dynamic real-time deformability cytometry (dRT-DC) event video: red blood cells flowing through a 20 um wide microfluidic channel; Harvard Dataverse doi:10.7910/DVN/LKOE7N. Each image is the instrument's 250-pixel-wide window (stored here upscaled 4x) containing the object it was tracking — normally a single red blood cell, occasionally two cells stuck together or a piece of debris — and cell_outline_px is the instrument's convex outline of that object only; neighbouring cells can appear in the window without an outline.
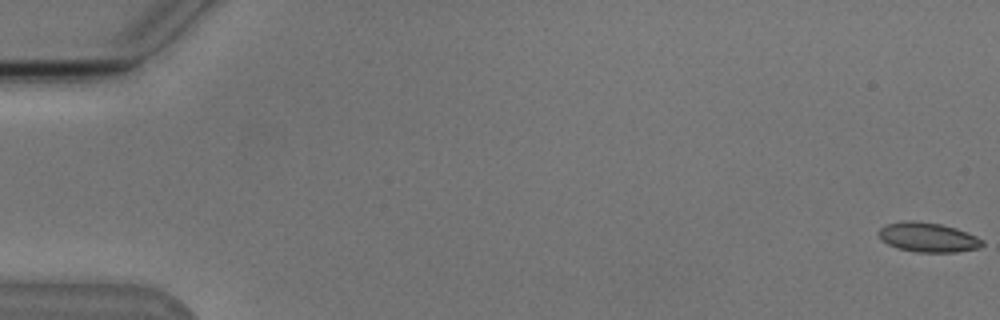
{"species": "Egyptian fruit bat (a non-hibernating species)", "species_latin": "Rousettus aegyptiacus", "temperature_condition": "cold", "stored_images_in_passage": 6, "camera_frame_rate_fps": 3000, "um_per_image_px": 0.085, "animal": {"sex": "male"}, "frame": {"image": 1, "passage_image": 1, "time_ms": 0.0, "image_size_px": [1000, 320], "cell_outline_px": [[984, 244], [980, 248], [956, 252], [916, 252], [896, 248], [880, 240], [876, 232], [884, 224], [904, 220], [912, 220], [940, 224], [956, 228], [976, 236], [984, 240]], "centroid_in_image_um": [78.83, 20.17], "position_along_channel_um": 6.2, "area_um2": 18.15}}